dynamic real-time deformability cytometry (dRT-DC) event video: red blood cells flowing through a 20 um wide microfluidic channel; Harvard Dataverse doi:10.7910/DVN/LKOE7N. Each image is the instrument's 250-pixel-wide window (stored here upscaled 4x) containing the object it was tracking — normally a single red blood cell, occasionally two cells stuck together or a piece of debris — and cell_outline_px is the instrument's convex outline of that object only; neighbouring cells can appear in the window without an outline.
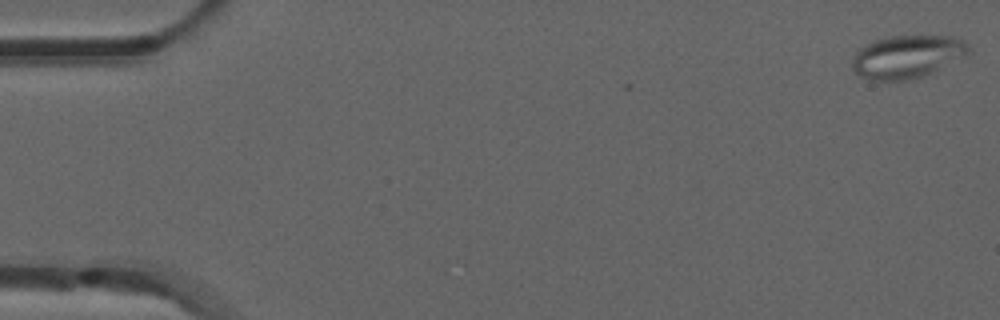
{"species": "common noctule bat (a hibernating species)", "species_latin": "Nyctalus noctula", "temperature_condition": "room temperature", "stored_images_in_passage": 4, "camera_frame_rate_fps": 3000, "um_per_image_px": 0.085, "animal": {"sex": "male", "forearm_length_mm": 52.5}, "frame": {"image": 1, "passage_image": 1, "time_ms": 0.0, "image_size_px": [1000, 320], "cell_outline_px": [[972, 52], [920, 76], [904, 80], [872, 80], [860, 76], [852, 68], [852, 56], [860, 48], [876, 40], [892, 36], [952, 36], [964, 40], [968, 44]], "centroid_in_image_um": [77.08, 4.79], "position_along_channel_um": 7.9, "area_um2": 28.5}}